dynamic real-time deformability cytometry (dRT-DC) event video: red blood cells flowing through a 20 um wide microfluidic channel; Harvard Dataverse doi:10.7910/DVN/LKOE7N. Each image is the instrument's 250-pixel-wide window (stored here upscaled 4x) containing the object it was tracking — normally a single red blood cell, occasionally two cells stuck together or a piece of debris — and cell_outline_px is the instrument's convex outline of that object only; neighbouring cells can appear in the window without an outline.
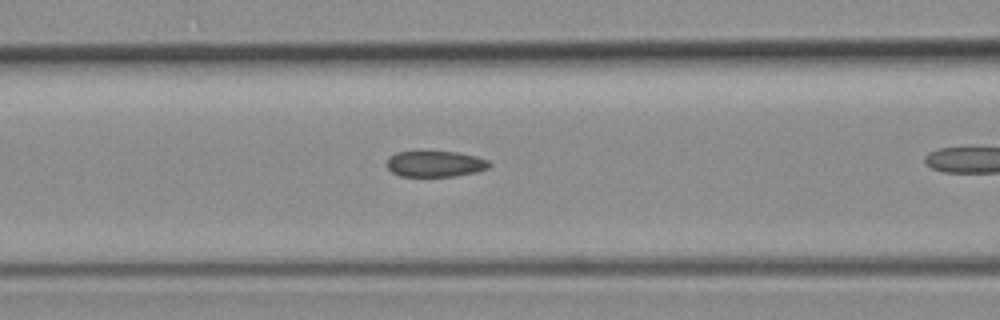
{"species": "common noctule bat (a hibernating species)", "species_latin": "Nyctalus noctula", "temperature_condition": "room temperature", "stored_images_in_passage": 11, "camera_frame_rate_fps": 3000, "um_per_image_px": 0.085, "animal": {"sex": "female", "body_mass_g": 19.3, "forearm_length_mm": 54.1}, "frame": {"image": 1, "passage_image": 4, "time_ms": 1.0, "image_size_px": [1000, 320], "cell_outline_px": [[492, 164], [488, 168], [476, 172], [456, 176], [400, 176], [392, 172], [384, 164], [388, 156], [396, 152], [416, 148], [420, 148], [460, 152], [476, 156], [488, 160]], "centroid_in_image_um": [36.92, 13.86], "position_along_channel_um": 129.7, "area_um2": 16.65}}
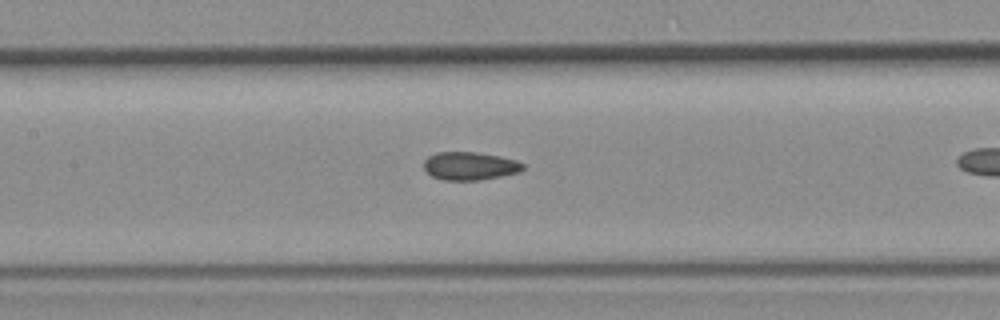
{"frame": {"image": 2, "passage_image": 7, "time_ms": 2.0, "image_size_px": [1000, 320], "cell_outline_px": [[524, 168], [520, 172], [480, 180], [444, 180], [432, 176], [424, 168], [424, 160], [428, 156], [436, 152], [476, 152], [500, 156], [516, 160], [524, 164]], "centroid_in_image_um": [39.94, 14.1], "position_along_channel_um": 167.5, "area_um2": 16.24}}
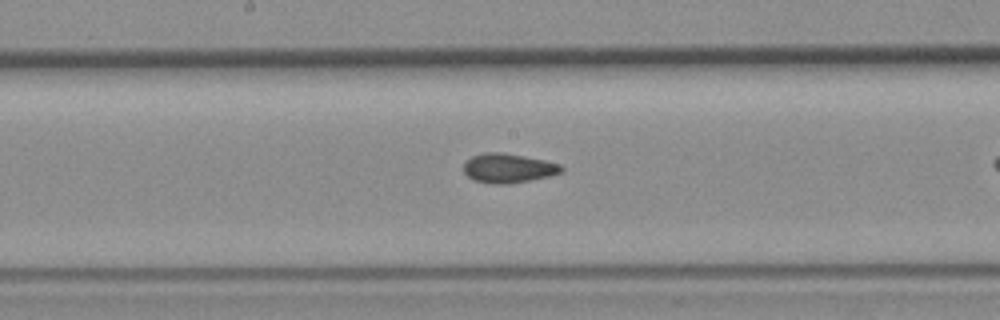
{"frame": {"image": 3, "passage_image": 10, "time_ms": 3.0, "image_size_px": [1000, 320], "cell_outline_px": [[564, 172], [532, 180], [508, 184], [492, 184], [472, 180], [464, 172], [464, 160], [472, 156], [484, 152], [500, 152], [524, 156], [544, 160], [560, 164], [564, 168]], "centroid_in_image_um": [43.19, 14.3], "position_along_channel_um": 205.0, "area_um2": 16.88}}